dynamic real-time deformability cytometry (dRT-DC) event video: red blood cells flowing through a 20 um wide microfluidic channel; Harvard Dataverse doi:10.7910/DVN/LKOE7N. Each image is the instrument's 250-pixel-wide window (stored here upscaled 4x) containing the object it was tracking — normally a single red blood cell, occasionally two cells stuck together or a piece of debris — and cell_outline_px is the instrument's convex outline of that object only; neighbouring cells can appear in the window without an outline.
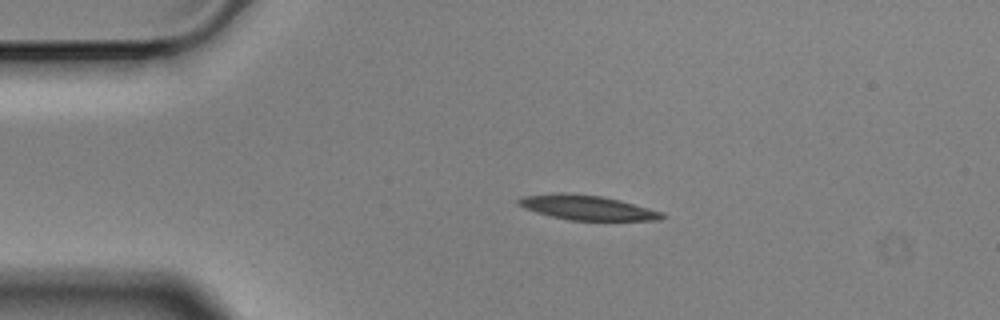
{"species": "Egyptian fruit bat (a non-hibernating species)", "species_latin": "Rousettus aegyptiacus", "temperature_condition": "cold", "stored_images_in_passage": 3, "camera_frame_rate_fps": 3000, "um_per_image_px": 0.085, "animal": {"sex": "male"}, "frame": {"image": 1, "passage_image": 2, "time_ms": 0.333, "image_size_px": [1000, 320], "cell_outline_px": [[668, 216], [660, 220], [568, 220], [536, 212], [524, 208], [516, 204], [516, 200], [524, 196], [600, 196], [620, 200], [664, 212]], "centroid_in_image_um": [50.05, 17.71], "position_along_channel_um": 35.0, "area_um2": 19.54}}